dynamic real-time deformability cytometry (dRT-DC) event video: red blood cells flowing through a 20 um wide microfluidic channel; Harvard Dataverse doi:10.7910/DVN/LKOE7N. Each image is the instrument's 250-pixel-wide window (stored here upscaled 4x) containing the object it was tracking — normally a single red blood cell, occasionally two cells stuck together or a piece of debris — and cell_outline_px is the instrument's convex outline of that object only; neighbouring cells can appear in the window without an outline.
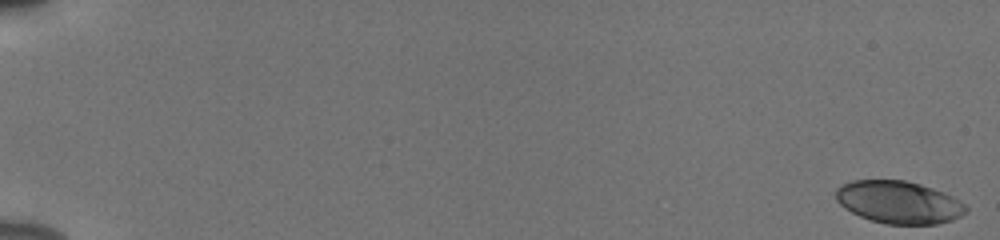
{"species": "human", "species_latin": "Homo sapiens", "temperature_condition": "cold", "stored_images_in_passage": 56, "camera_frame_rate_fps": 3000, "um_per_image_px": 0.085, "donor": {"sex": "male"}, "frame": {"image": 1, "passage_image": 1, "time_ms": 0.0, "image_size_px": [1000, 240], "cell_outline_px": [[968, 212], [952, 220], [936, 224], [884, 224], [860, 216], [844, 208], [836, 200], [836, 188], [840, 184], [852, 180], [904, 180], [920, 184], [944, 192], [960, 200], [968, 208]], "centroid_in_image_um": [76.39, 17.18], "position_along_channel_um": 8.6, "area_um2": 32.37}}
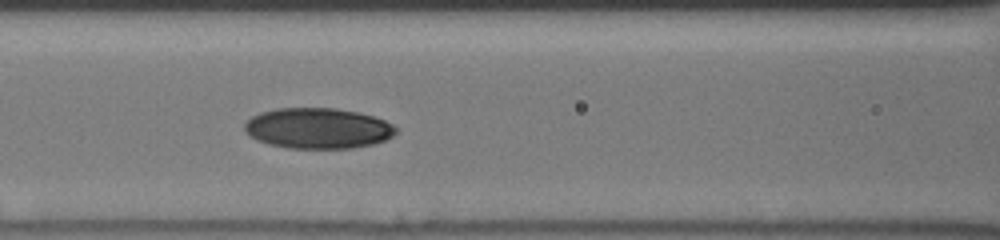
{"frame": {"image": 2, "passage_image": 27, "time_ms": 8.667, "image_size_px": [1000, 240], "cell_outline_px": [[396, 132], [392, 136], [384, 140], [372, 144], [352, 148], [288, 148], [268, 144], [256, 140], [248, 136], [244, 132], [244, 124], [252, 116], [260, 112], [276, 108], [336, 108], [360, 112], [384, 120], [392, 124], [396, 128]], "centroid_in_image_um": [26.98, 10.9], "position_along_channel_um": 139.6, "area_um2": 36.01}}
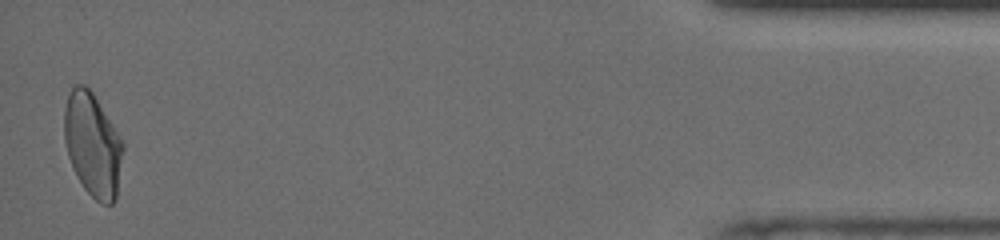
{"frame": {"image": 3, "passage_image": 55, "time_ms": 18.0, "image_size_px": [1000, 240], "cell_outline_px": [[124, 148], [116, 200], [112, 204], [100, 204], [84, 188], [72, 168], [68, 156], [64, 140], [64, 108], [68, 92], [76, 84], [84, 84], [92, 92], [120, 136], [124, 144]], "centroid_in_image_um": [7.87, 12.31], "position_along_channel_um": 427.3, "area_um2": 35.6}, "authors_computed_cell_mechanics": {"area_um2": 34.5933, "velocity_mm_per_s": 3.8516, "shape_relaxation_time_tau1_ms": null, "shape_relaxation_time_tau2_ms": 2.345, "deformation_change_tau1": null, "deformation_change_tau2": 0.0629}}